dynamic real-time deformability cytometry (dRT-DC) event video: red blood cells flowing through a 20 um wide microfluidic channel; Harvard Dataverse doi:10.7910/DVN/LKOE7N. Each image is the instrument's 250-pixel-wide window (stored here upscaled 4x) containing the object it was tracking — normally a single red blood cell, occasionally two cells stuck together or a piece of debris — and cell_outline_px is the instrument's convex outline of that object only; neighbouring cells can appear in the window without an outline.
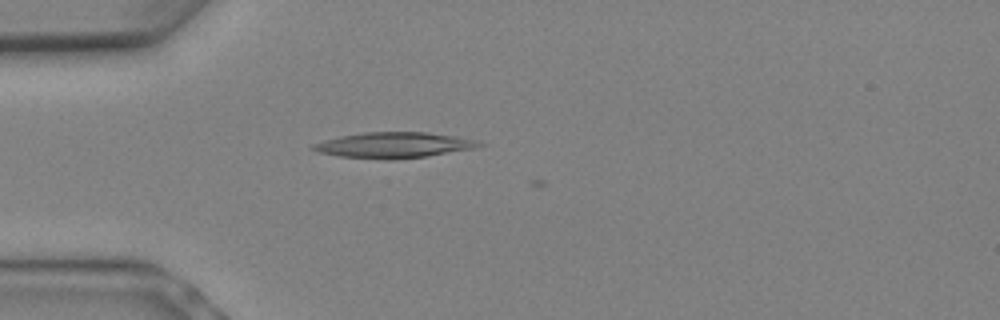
{"species": "Egyptian fruit bat (a non-hibernating species)", "species_latin": "Rousettus aegyptiacus", "temperature_condition": "warm", "stored_images_in_passage": 3, "camera_frame_rate_fps": 3000, "um_per_image_px": 0.085, "animal": {"sex": "female"}, "frame": {"image": 1, "passage_image": 1, "time_ms": 0.0, "image_size_px": [1000, 320], "cell_outline_px": [[488, 144], [476, 148], [428, 156], [392, 160], [388, 160], [340, 156], [316, 152], [308, 148], [312, 144], [324, 140], [340, 136], [364, 132], [428, 132], [456, 136], [476, 140]], "centroid_in_image_um": [33.48, 12.33], "position_along_channel_um": 51.5, "area_um2": 25.14}}